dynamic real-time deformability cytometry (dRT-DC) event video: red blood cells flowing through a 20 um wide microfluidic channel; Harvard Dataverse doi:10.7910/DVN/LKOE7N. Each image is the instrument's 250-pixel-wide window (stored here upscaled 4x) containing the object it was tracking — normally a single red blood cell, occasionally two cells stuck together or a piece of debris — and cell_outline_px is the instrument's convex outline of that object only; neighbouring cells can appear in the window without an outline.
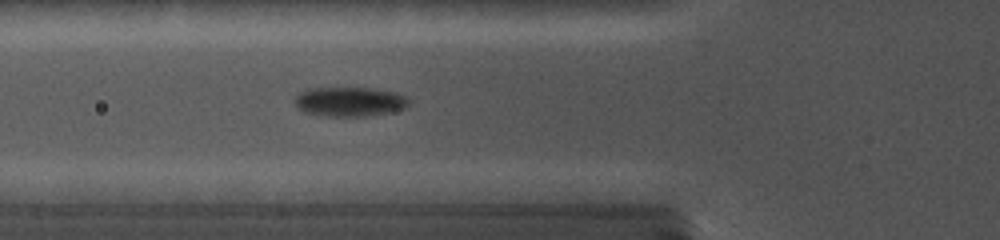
{"species": "common noctule bat (a hibernating species)", "species_latin": "Nyctalus noctula", "temperature_condition": "cold", "stored_images_in_passage": 22, "camera_frame_rate_fps": 5000, "um_per_image_px": 0.085, "animal": {"sex": "female", "body_mass_g": 19.0, "forearm_length_mm": 56.7}, "frame": {"image": 1, "passage_image": 16, "time_ms": 5.8, "image_size_px": [1000, 240], "cell_outline_px": [[408, 104], [404, 108], [388, 112], [364, 116], [320, 116], [304, 112], [296, 108], [296, 96], [300, 92], [316, 88], [368, 88], [392, 92], [404, 96], [408, 100]], "centroid_in_image_um": [29.66, 8.65], "position_along_channel_um": 96.1, "area_um2": 19.19}}